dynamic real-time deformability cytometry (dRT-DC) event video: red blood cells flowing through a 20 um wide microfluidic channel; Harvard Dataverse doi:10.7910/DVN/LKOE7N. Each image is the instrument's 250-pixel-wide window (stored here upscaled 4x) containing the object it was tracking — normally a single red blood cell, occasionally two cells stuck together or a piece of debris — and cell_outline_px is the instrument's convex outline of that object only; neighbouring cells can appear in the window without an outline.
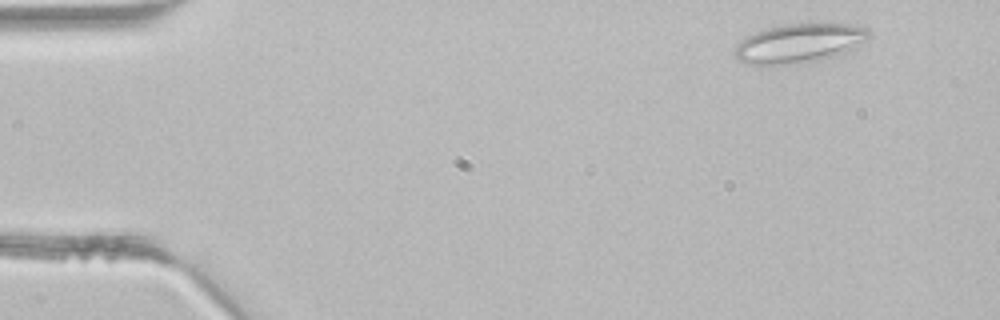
{"species": "common noctule bat (a hibernating species)", "species_latin": "Nyctalus noctula", "temperature_condition": "room temperature", "stored_images_in_passage": 3, "camera_frame_rate_fps": 3000, "um_per_image_px": 0.085, "animal": {"sex": "male", "body_mass_g": 21.5, "forearm_length_mm": 52.0}, "frame": {"image": 1, "passage_image": 1, "time_ms": 0.0, "image_size_px": [1000, 320], "cell_outline_px": [[872, 36], [856, 48], [844, 52], [816, 60], [788, 64], [748, 64], [732, 56], [736, 44], [740, 40], [756, 32], [768, 28], [788, 24], [844, 24], [868, 28], [872, 32]], "centroid_in_image_um": [67.94, 3.67], "position_along_channel_um": 17.1, "area_um2": 30.23}}